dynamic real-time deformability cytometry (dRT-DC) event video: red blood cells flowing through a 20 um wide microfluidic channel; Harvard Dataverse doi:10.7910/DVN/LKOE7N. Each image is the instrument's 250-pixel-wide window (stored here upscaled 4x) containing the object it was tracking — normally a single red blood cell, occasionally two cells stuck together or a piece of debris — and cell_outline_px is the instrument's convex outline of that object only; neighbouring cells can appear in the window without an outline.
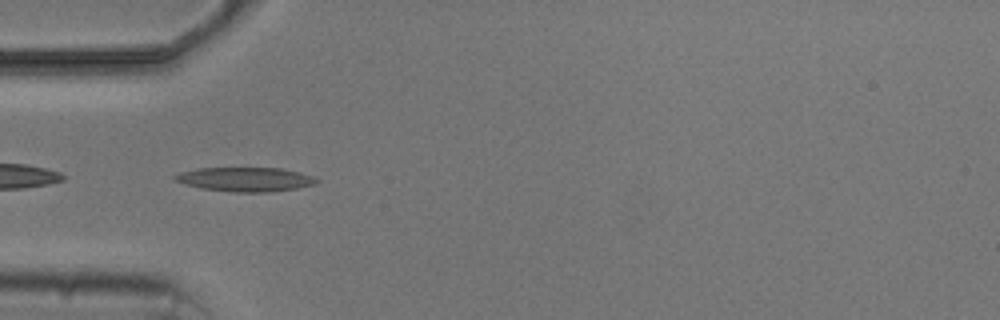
{"species": "common noctule bat (a hibernating species)", "species_latin": "Nyctalus noctula", "temperature_condition": "cold", "stored_images_in_passage": 4, "camera_frame_rate_fps": 3000, "um_per_image_px": 0.085, "animal": {"sex": "male", "body_mass_g": 20.5, "forearm_length_mm": 52.5}, "frame": {"image": 1, "passage_image": 4, "time_ms": 3.667, "image_size_px": [1000, 320], "cell_outline_px": [[320, 180], [316, 184], [296, 188], [268, 192], [236, 192], [200, 188], [172, 180], [172, 176], [180, 172], [196, 168], [280, 168], [300, 172], [312, 176]], "centroid_in_image_um": [20.83, 15.24], "position_along_channel_um": 64.2, "area_um2": 20.0}}